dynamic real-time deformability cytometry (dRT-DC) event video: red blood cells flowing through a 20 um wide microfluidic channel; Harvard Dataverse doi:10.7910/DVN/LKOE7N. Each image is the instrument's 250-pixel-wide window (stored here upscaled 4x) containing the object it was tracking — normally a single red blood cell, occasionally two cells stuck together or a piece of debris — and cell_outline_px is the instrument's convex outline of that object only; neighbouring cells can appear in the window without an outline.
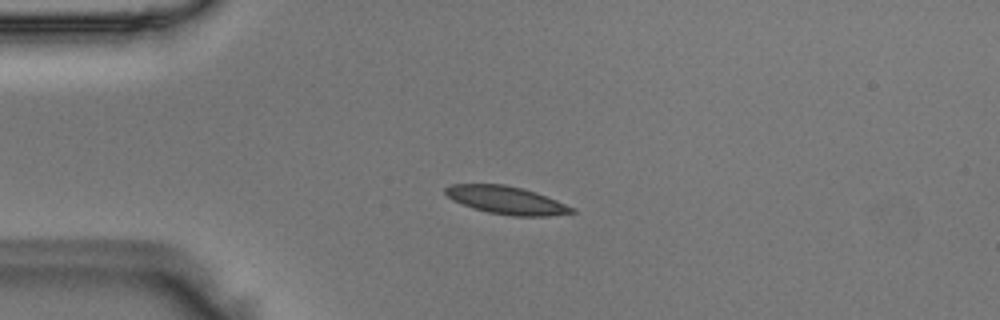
{"species": "Egyptian fruit bat (a non-hibernating species)", "species_latin": "Rousettus aegyptiacus", "temperature_condition": "room temperature", "stored_images_in_passage": 41, "camera_frame_rate_fps": 3000, "um_per_image_px": 0.085, "animal": {"sex": "male"}, "frame": {"image": 1, "passage_image": 2, "time_ms": 0.333, "image_size_px": [1000, 320], "cell_outline_px": [[576, 212], [548, 216], [512, 216], [488, 212], [472, 208], [452, 200], [444, 192], [444, 188], [452, 184], [504, 184], [536, 192], [576, 208]], "centroid_in_image_um": [43.04, 17.02], "position_along_channel_um": 42.0, "area_um2": 20.52}}
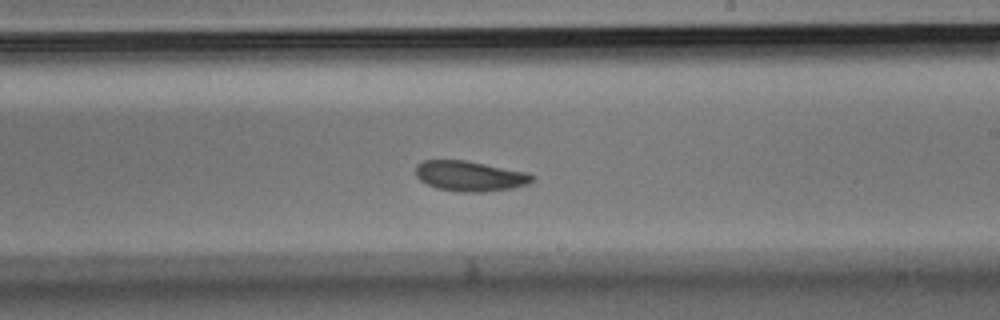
{"frame": {"image": 2, "passage_image": 20, "time_ms": 6.333, "image_size_px": [1000, 320], "cell_outline_px": [[536, 176], [528, 184], [516, 188], [484, 192], [456, 192], [436, 188], [420, 180], [416, 176], [416, 164], [424, 160], [464, 160], [528, 172]], "centroid_in_image_um": [39.96, 14.97], "position_along_channel_um": 249.0, "area_um2": 20.75}}
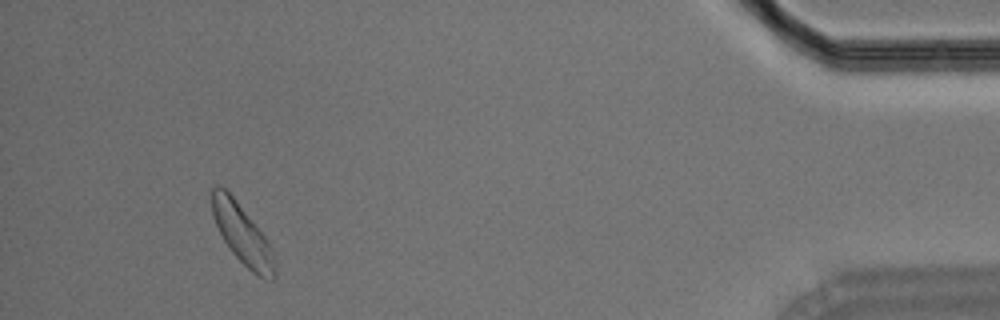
{"frame": {"image": 3, "passage_image": 38, "time_ms": 12.333, "image_size_px": [1000, 320], "cell_outline_px": [[276, 276], [272, 280], [260, 276], [252, 272], [232, 252], [224, 240], [212, 216], [212, 188], [216, 184], [224, 188], [232, 196], [268, 240], [276, 264]], "centroid_in_image_um": [20.6, 19.93], "position_along_channel_um": 414.6, "area_um2": 21.33}}